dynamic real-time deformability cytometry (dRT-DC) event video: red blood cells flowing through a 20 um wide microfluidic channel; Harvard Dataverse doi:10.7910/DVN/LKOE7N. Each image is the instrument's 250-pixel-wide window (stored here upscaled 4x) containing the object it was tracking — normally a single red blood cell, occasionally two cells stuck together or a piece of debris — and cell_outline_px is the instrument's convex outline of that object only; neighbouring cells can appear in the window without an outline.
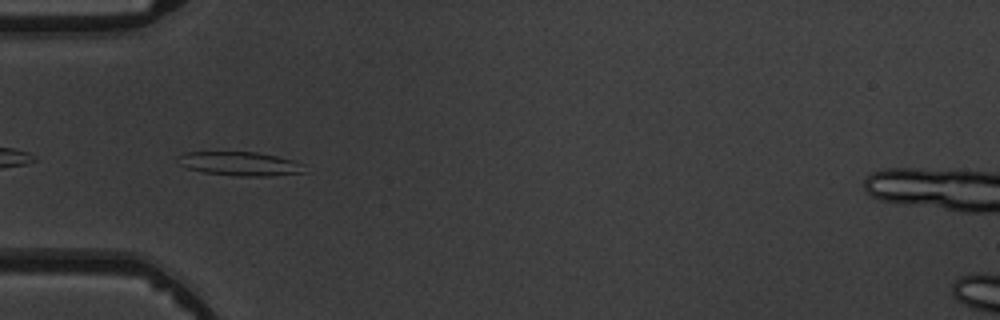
{"species": "common noctule bat (a hibernating species)", "species_latin": "Nyctalus noctula", "temperature_condition": "warm", "stored_images_in_passage": 8, "camera_frame_rate_fps": 3000, "um_per_image_px": 0.085, "animal": {"sex": "male", "body_mass_g": 19.5, "forearm_length_mm": 54.6}, "frame": {"image": 1, "passage_image": 5, "time_ms": 4.667, "image_size_px": [1000, 320], "cell_outline_px": [[308, 172], [268, 176], [236, 176], [204, 172], [188, 168], [180, 164], [176, 160], [176, 156], [184, 152], [256, 152], [276, 156], [292, 160], [304, 164]], "centroid_in_image_um": [20.4, 13.92], "position_along_channel_um": 64.6, "area_um2": 17.74}}
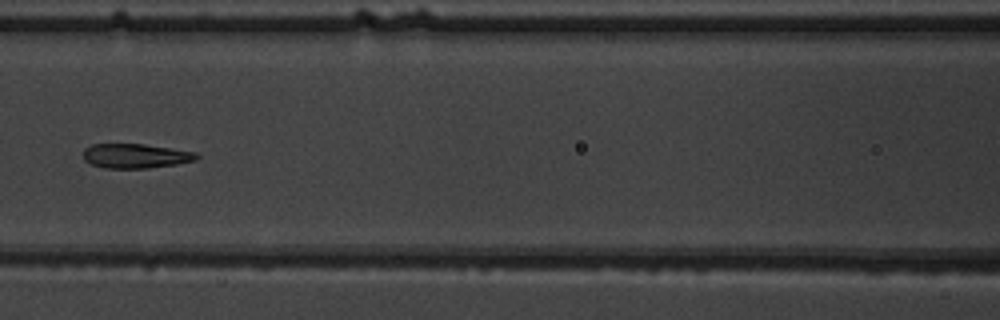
{"frame": {"image": 2, "passage_image": 7, "time_ms": 7.0, "image_size_px": [1000, 320], "cell_outline_px": [[200, 156], [196, 160], [176, 164], [148, 168], [104, 168], [92, 164], [84, 160], [84, 148], [92, 144], [144, 144], [196, 152]], "centroid_in_image_um": [11.53, 13.25], "position_along_channel_um": 155.1, "area_um2": 16.13}}
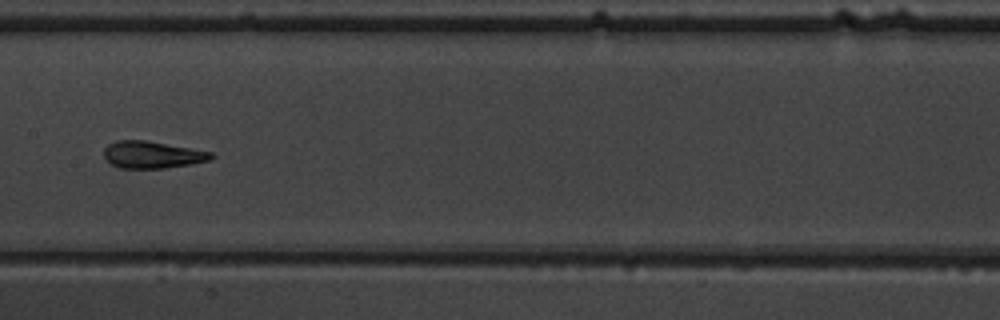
{"frame": {"image": 3, "passage_image": 8, "time_ms": 8.0, "image_size_px": [1000, 320], "cell_outline_px": [[216, 156], [208, 160], [192, 164], [164, 168], [120, 168], [112, 164], [104, 156], [104, 148], [108, 144], [116, 140], [148, 140], [192, 148], [212, 152]], "centroid_in_image_um": [12.96, 13.14], "position_along_channel_um": 194.4, "area_um2": 16.99}}